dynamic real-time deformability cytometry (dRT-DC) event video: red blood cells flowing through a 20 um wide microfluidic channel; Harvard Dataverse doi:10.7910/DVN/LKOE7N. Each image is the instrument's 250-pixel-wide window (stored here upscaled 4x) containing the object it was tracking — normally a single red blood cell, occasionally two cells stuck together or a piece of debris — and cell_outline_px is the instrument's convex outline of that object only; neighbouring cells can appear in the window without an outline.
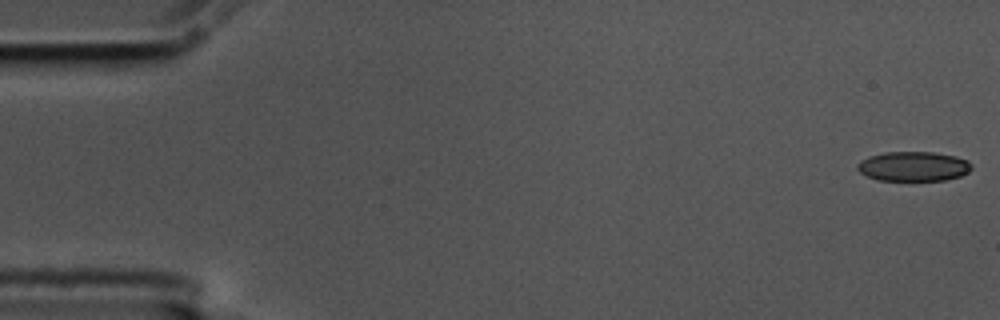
{"species": "common noctule bat (a hibernating species)", "species_latin": "Nyctalus noctula", "temperature_condition": "cold", "stored_images_in_passage": 14, "camera_frame_rate_fps": 3000, "um_per_image_px": 0.085, "animal": {"sex": "male", "body_mass_g": 17.5, "forearm_length_mm": 52.3}, "frame": {"image": 1, "passage_image": 1, "time_ms": 0.0, "image_size_px": [1000, 320], "cell_outline_px": [[972, 168], [968, 172], [960, 176], [944, 180], [876, 180], [860, 172], [856, 168], [856, 164], [860, 160], [868, 156], [884, 152], [932, 152], [956, 156], [968, 160], [972, 164]], "centroid_in_image_um": [77.63, 14.13], "position_along_channel_um": 7.4, "area_um2": 19.83}}